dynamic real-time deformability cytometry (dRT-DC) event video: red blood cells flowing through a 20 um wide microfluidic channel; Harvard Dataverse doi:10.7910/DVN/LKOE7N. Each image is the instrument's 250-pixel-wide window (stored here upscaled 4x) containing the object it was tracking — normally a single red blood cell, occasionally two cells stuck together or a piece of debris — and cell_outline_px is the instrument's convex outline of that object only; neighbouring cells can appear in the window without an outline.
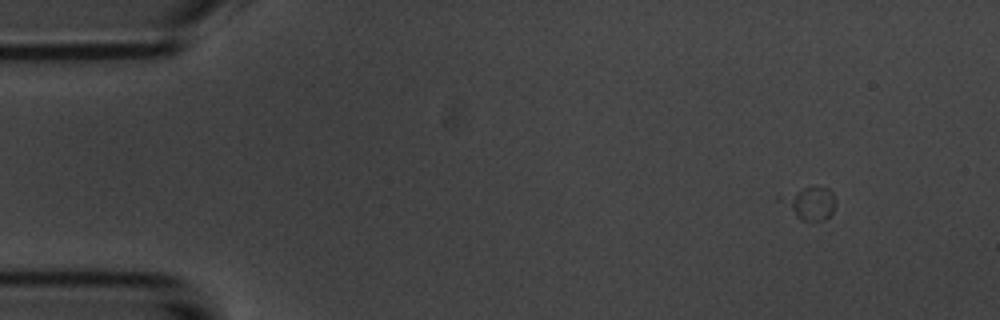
{"species": "common noctule bat (a hibernating species)", "species_latin": "Nyctalus noctula", "temperature_condition": "room temperature", "stored_images_in_passage": 4, "camera_frame_rate_fps": 3000, "um_per_image_px": 0.085, "animal": {"sex": "male", "body_mass_g": 20.1, "forearm_length_mm": 53.5}, "frame": {"image": 1, "passage_image": 1, "time_ms": 0.0, "image_size_px": [1000, 320], "cell_outline_px": [[836, 200], [832, 212], [824, 220], [800, 220], [776, 200], [776, 196], [804, 188], [828, 188], [832, 192]], "centroid_in_image_um": [68.76, 17.27], "position_along_channel_um": 16.2, "area_um2": 10.4}}
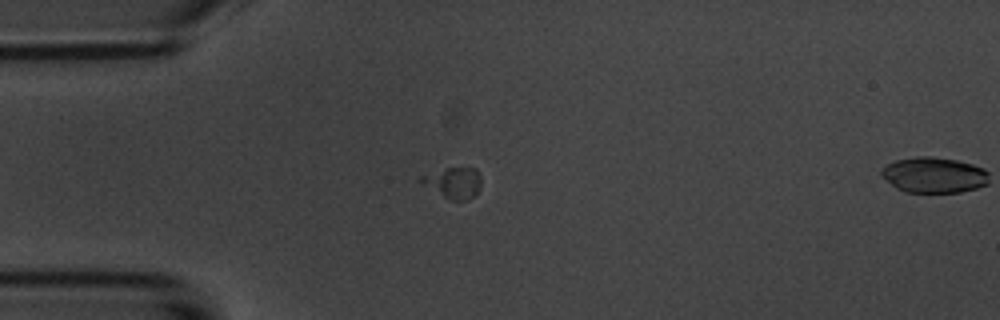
{"frame": {"image": 2, "passage_image": 3, "time_ms": 3.0, "image_size_px": [1000, 320], "cell_outline_px": [[480, 188], [476, 196], [464, 200], [452, 200], [444, 196], [416, 180], [420, 176], [448, 168], [476, 168], [480, 176]], "centroid_in_image_um": [38.56, 15.53], "position_along_channel_um": 46.4, "area_um2": 10.64}}